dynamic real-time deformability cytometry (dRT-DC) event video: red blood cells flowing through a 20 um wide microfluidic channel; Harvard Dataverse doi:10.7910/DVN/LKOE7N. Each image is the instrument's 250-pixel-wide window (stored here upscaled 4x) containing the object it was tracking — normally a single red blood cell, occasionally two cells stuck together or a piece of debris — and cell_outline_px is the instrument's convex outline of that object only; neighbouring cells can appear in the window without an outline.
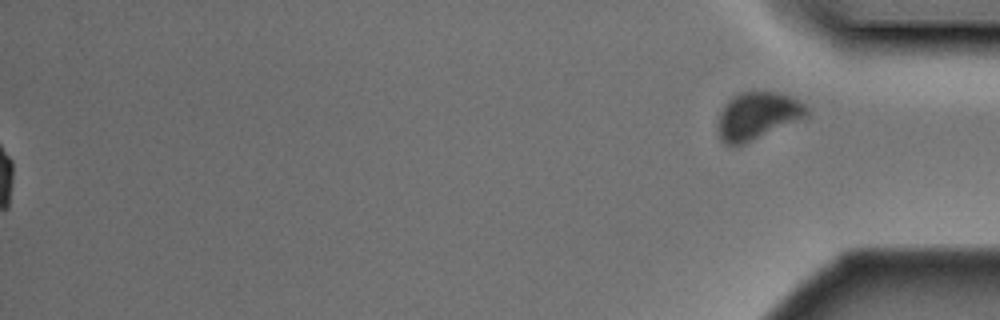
{"species": "Egyptian fruit bat (a non-hibernating species)", "species_latin": "Rousettus aegyptiacus", "temperature_condition": "cold", "stored_images_in_passage": 38, "segment_of_instrument_passage": [2, 2], "camera_frame_rate_fps": 3000, "um_per_image_px": 0.085, "animal": {"sex": "male"}, "frame": {"image": 1, "passage_image": 38, "time_ms": 12.333, "image_size_px": [1000, 320], "cell_outline_px": [[808, 116], [744, 144], [724, 144], [720, 140], [720, 112], [724, 104], [732, 96], [740, 92], [776, 92], [800, 100], [808, 108]], "centroid_in_image_um": [64.4, 9.82], "position_along_channel_um": 370.8, "area_um2": 24.1}}